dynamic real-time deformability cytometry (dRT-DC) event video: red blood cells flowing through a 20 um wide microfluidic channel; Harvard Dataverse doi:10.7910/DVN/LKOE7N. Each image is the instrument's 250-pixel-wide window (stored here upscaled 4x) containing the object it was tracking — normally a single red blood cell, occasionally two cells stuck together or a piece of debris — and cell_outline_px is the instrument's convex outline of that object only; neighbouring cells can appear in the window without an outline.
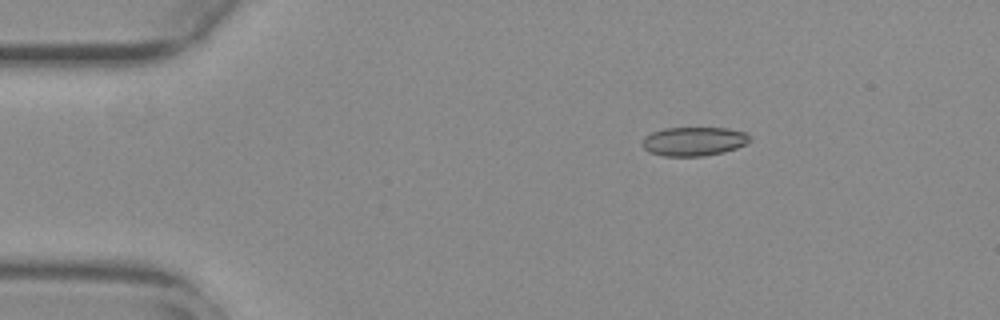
{"species": "common noctule bat (a hibernating species)", "species_latin": "Nyctalus noctula", "temperature_condition": "warm", "stored_images_in_passage": 47, "camera_frame_rate_fps": 3000, "um_per_image_px": 0.085, "animal": {"sex": "female", "body_mass_g": 29.2, "forearm_length_mm": 56.3}, "frame": {"image": 1, "passage_image": 1, "time_ms": 0.0, "image_size_px": [1000, 320], "cell_outline_px": [[752, 140], [736, 148], [724, 152], [704, 156], [664, 156], [648, 152], [640, 144], [644, 136], [652, 132], [664, 128], [728, 128], [748, 132]], "centroid_in_image_um": [58.97, 12.01], "position_along_channel_um": 26.0, "area_um2": 18.38}}
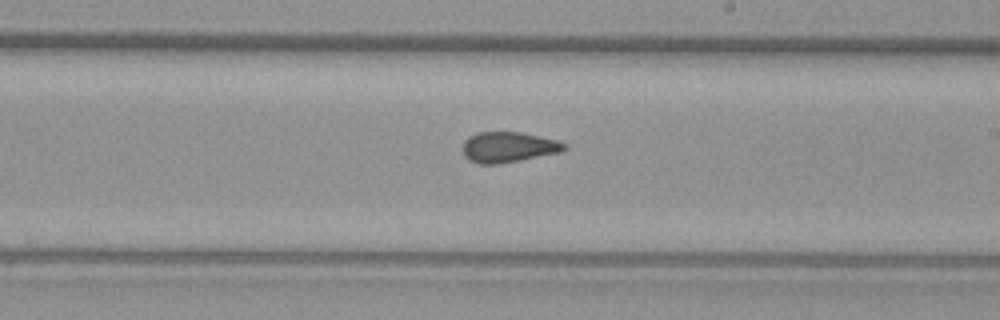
{"frame": {"image": 2, "passage_image": 24, "time_ms": 7.667, "image_size_px": [1000, 320], "cell_outline_px": [[568, 148], [560, 152], [500, 164], [476, 164], [468, 160], [464, 156], [464, 140], [468, 136], [476, 132], [520, 132], [556, 140], [568, 144]], "centroid_in_image_um": [43.19, 12.51], "position_along_channel_um": 245.8, "area_um2": 18.15}}
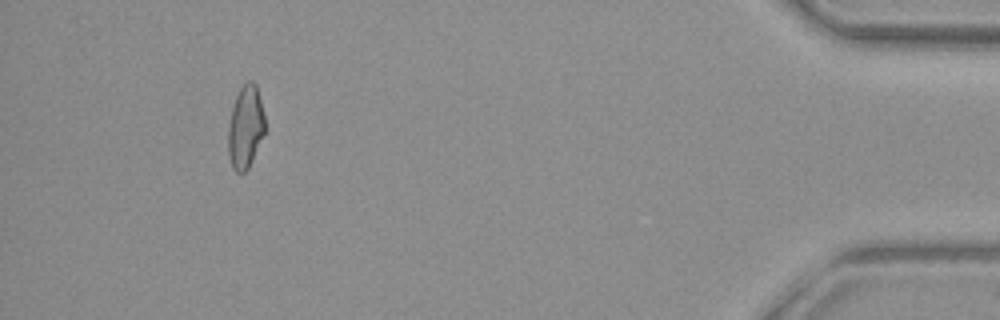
{"frame": {"image": 3, "passage_image": 43, "time_ms": 14.0, "image_size_px": [1000, 320], "cell_outline_px": [[264, 132], [252, 160], [248, 168], [244, 172], [236, 172], [232, 168], [228, 152], [228, 128], [232, 108], [236, 96], [240, 88], [248, 80], [252, 80], [256, 84], [264, 112]], "centroid_in_image_um": [20.86, 10.78], "position_along_channel_um": 414.3, "area_um2": 17.57}, "authors_computed_cell_mechanics": {"area_um2": 18.3226, "velocity_mm_per_s": 3.7623, "shape_relaxation_time_tau1_ms": null, "shape_relaxation_time_tau2_ms": 1.5743, "deformation_change_tau1": null, "deformation_change_tau2": 0.0822}}